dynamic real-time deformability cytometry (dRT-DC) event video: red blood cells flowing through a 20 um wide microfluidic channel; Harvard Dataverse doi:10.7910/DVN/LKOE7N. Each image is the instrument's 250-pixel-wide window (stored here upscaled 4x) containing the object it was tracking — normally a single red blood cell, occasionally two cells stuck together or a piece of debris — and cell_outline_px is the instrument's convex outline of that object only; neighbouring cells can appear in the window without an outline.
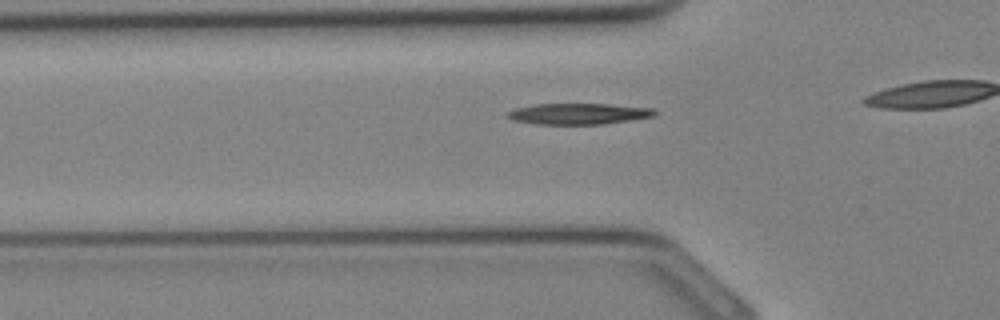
{"species": "Egyptian fruit bat (a non-hibernating species)", "species_latin": "Rousettus aegyptiacus", "temperature_condition": "cold", "stored_images_in_passage": 25, "camera_frame_rate_fps": 3000, "um_per_image_px": 0.085, "animal": {"sex": "female"}, "frame": {"image": 1, "passage_image": 9, "time_ms": 2.667, "image_size_px": [1000, 320], "cell_outline_px": [[656, 112], [652, 116], [604, 124], [536, 124], [512, 120], [508, 116], [508, 112], [516, 108], [532, 104], [608, 104], [652, 108]], "centroid_in_image_um": [49.13, 9.67], "position_along_channel_um": 76.7, "area_um2": 17.8}}
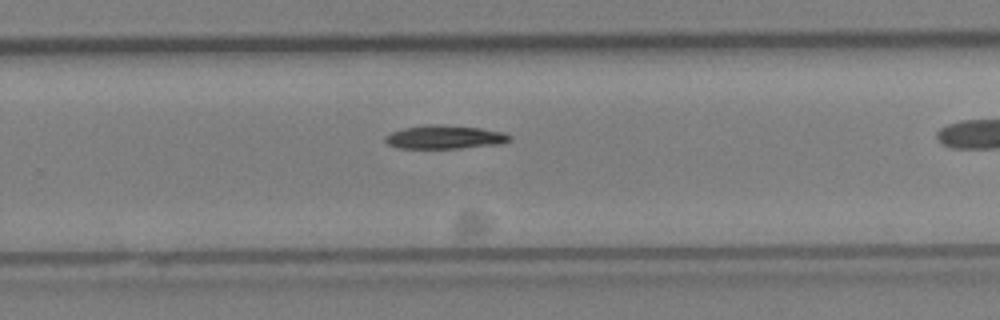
{"frame": {"image": 2, "passage_image": 20, "time_ms": 6.333, "image_size_px": [1000, 320], "cell_outline_px": [[512, 140], [500, 144], [460, 148], [396, 148], [388, 144], [384, 140], [384, 136], [392, 132], [404, 128], [424, 124], [432, 124], [480, 128], [504, 132], [512, 136]], "centroid_in_image_um": [37.8, 11.65], "position_along_channel_um": 292.0, "area_um2": 17.11}}
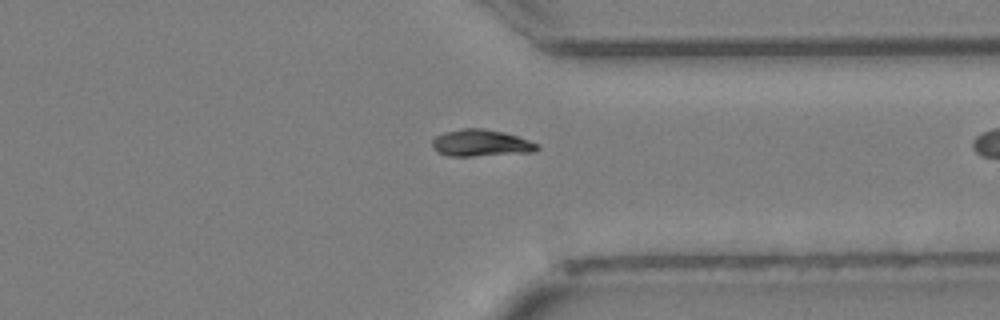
{"frame": {"image": 3, "passage_image": 24, "time_ms": 7.667, "image_size_px": [1000, 320], "cell_outline_px": [[540, 148], [532, 152], [472, 156], [448, 156], [436, 152], [432, 144], [432, 140], [436, 136], [444, 132], [464, 128], [484, 128], [504, 132], [540, 144]], "centroid_in_image_um": [40.87, 12.15], "position_along_channel_um": 370.5, "area_um2": 16.42}}